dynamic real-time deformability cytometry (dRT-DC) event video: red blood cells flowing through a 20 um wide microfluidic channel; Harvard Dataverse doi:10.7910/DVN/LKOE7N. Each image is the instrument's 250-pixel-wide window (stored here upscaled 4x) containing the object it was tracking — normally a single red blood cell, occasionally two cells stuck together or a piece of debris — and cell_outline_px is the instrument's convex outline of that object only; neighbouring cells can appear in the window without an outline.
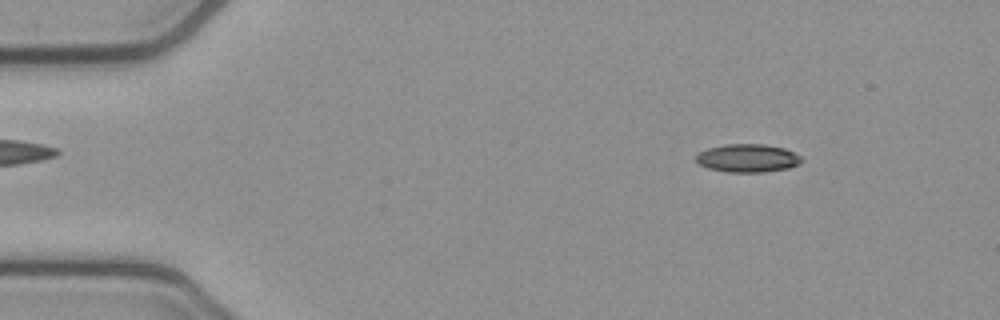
{"species": "common noctule bat (a hibernating species)", "species_latin": "Nyctalus noctula", "temperature_condition": "cold", "stored_images_in_passage": 52, "camera_frame_rate_fps": 3000, "um_per_image_px": 0.085, "animal": {"sex": "female", "body_mass_g": 21.9}, "frame": {"image": 1, "passage_image": 6, "time_ms": 1.667, "image_size_px": [1000, 320], "cell_outline_px": [[800, 160], [796, 164], [788, 168], [764, 172], [728, 172], [708, 168], [700, 164], [696, 160], [696, 156], [700, 152], [708, 148], [724, 144], [764, 144], [784, 148], [800, 156]], "centroid_in_image_um": [63.51, 13.44], "position_along_channel_um": 21.5, "area_um2": 17.05}}
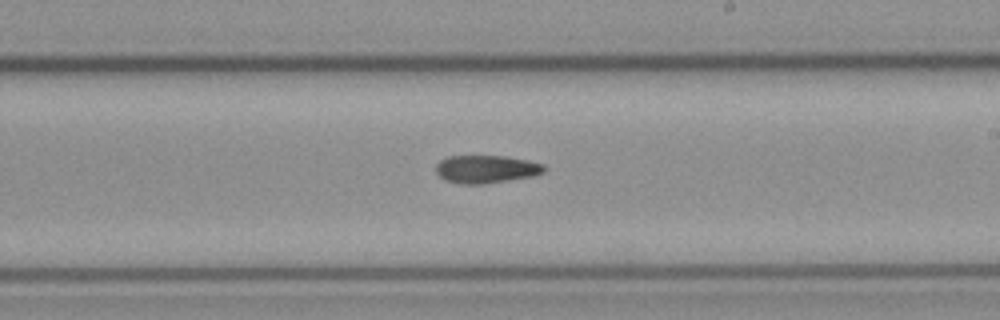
{"frame": {"image": 2, "passage_image": 30, "time_ms": 9.667, "image_size_px": [1000, 320], "cell_outline_px": [[544, 172], [532, 176], [508, 180], [480, 184], [460, 184], [444, 180], [436, 172], [436, 164], [440, 160], [448, 156], [504, 156], [528, 160], [544, 164]], "centroid_in_image_um": [41.29, 14.37], "position_along_channel_um": 247.7, "area_um2": 17.51}}
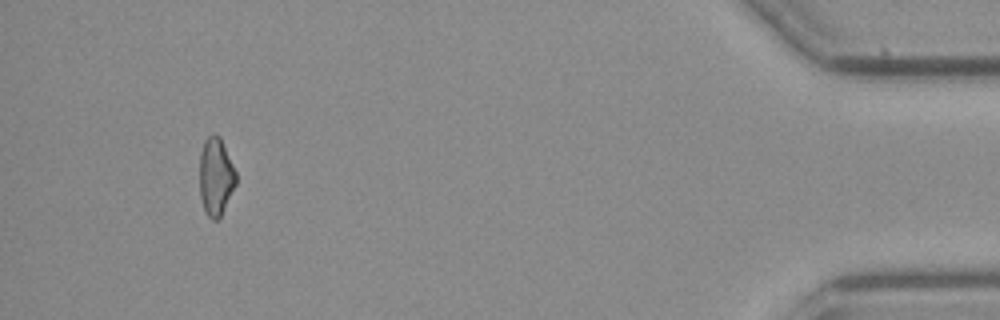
{"frame": {"image": 3, "passage_image": 49, "time_ms": 16.0, "image_size_px": [1000, 320], "cell_outline_px": [[236, 184], [220, 220], [212, 220], [208, 216], [204, 208], [200, 196], [200, 152], [204, 140], [212, 132], [220, 136], [236, 172]], "centroid_in_image_um": [18.35, 15.01], "position_along_channel_um": 416.9, "area_um2": 16.7}}